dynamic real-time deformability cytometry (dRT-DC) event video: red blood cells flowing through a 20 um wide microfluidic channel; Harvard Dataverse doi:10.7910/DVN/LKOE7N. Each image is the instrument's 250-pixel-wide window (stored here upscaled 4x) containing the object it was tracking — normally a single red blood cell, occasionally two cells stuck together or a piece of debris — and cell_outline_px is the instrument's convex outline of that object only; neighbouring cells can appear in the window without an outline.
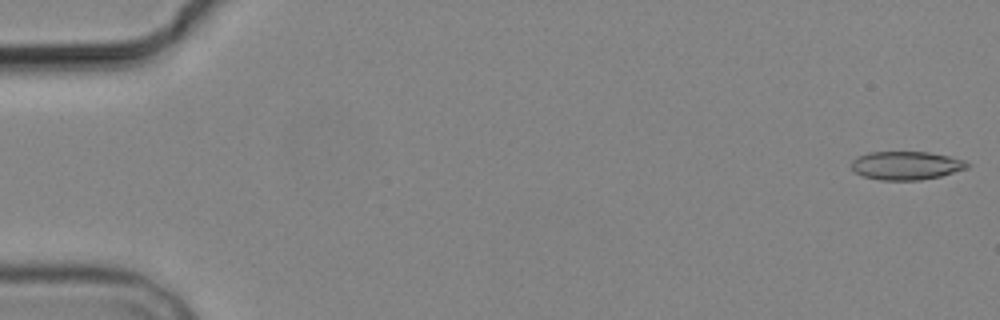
{"species": "common noctule bat (a hibernating species)", "species_latin": "Nyctalus noctula", "temperature_condition": "cold", "stored_images_in_passage": 7, "camera_frame_rate_fps": 3000, "um_per_image_px": 0.085, "animal": {"sex": "male", "body_mass_g": 19.2, "forearm_length_mm": 51.8}, "frame": {"image": 1, "passage_image": 1, "time_ms": 0.0, "image_size_px": [1000, 320], "cell_outline_px": [[972, 164], [968, 168], [940, 176], [920, 180], [880, 180], [864, 176], [856, 172], [852, 168], [852, 160], [868, 152], [928, 152], [948, 156], [964, 160]], "centroid_in_image_um": [77.06, 14.07], "position_along_channel_um": 7.9, "area_um2": 19.07}}
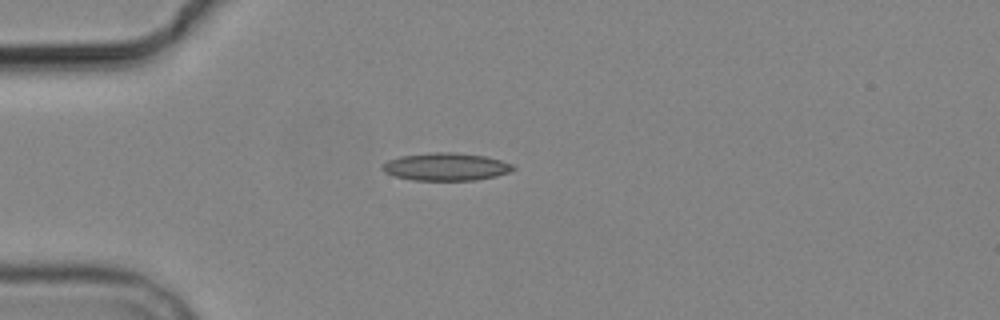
{"frame": {"image": 2, "passage_image": 5, "time_ms": 4.667, "image_size_px": [1000, 320], "cell_outline_px": [[516, 168], [508, 172], [496, 176], [476, 180], [412, 180], [396, 176], [384, 172], [380, 168], [388, 160], [400, 156], [428, 152], [456, 152], [484, 156], [500, 160], [512, 164]], "centroid_in_image_um": [37.89, 14.17], "position_along_channel_um": 47.1, "area_um2": 21.1}}
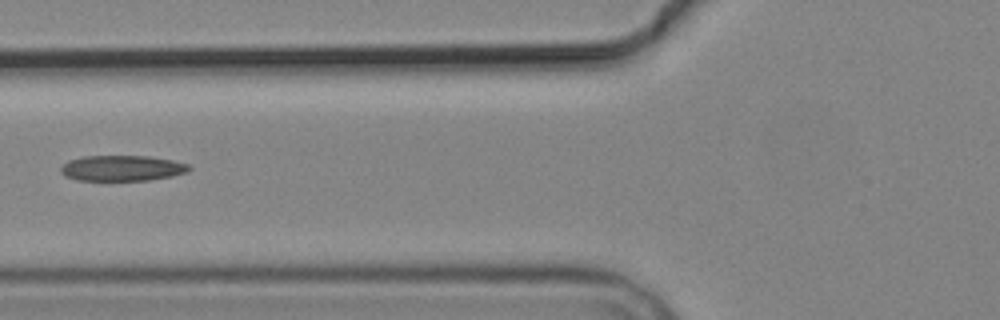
{"frame": {"image": 3, "passage_image": 7, "time_ms": 7.0, "image_size_px": [1000, 320], "cell_outline_px": [[192, 168], [188, 172], [172, 176], [148, 180], [76, 180], [64, 176], [60, 172], [60, 168], [68, 160], [84, 156], [148, 156], [172, 160], [188, 164]], "centroid_in_image_um": [10.37, 14.29], "position_along_channel_um": 115.4, "area_um2": 19.19}}